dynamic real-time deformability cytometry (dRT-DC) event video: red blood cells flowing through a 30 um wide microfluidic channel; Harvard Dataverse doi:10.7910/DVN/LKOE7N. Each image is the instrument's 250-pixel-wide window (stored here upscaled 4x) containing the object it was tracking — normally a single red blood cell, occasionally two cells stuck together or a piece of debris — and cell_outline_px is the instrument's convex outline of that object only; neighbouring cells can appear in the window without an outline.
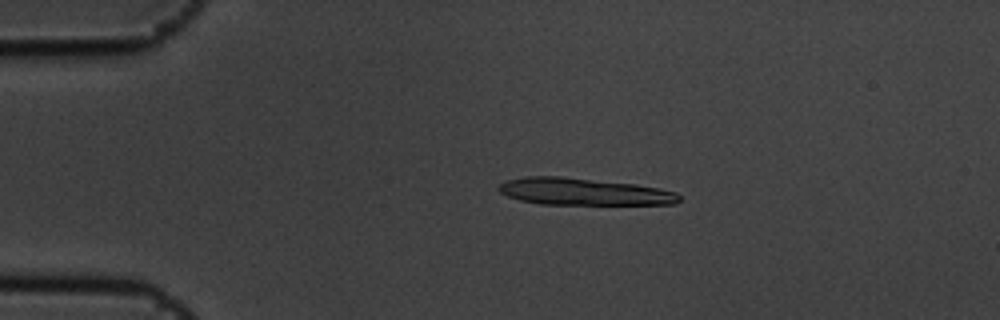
{"species": "common noctule bat (a hibernating species)", "species_latin": "Nyctalus noctula", "temperature_condition": "cold", "stored_images_in_passage": 9, "segment_of_instrument_passage": [1, 2], "camera_frame_rate_fps": 3000, "um_per_image_px": 0.085, "animal": {"sex": "male", "body_mass_g": 19.5, "forearm_length_mm": 54.6}, "frame": {"image": 1, "passage_image": 2, "time_ms": 0.333, "image_size_px": [1000, 320], "cell_outline_px": [[680, 200], [676, 204], [540, 204], [520, 200], [508, 196], [500, 192], [496, 188], [504, 180], [524, 176], [564, 176], [636, 184], [660, 188], [676, 192], [680, 196]], "centroid_in_image_um": [49.59, 16.28], "position_along_channel_um": 35.4, "area_um2": 28.67}}